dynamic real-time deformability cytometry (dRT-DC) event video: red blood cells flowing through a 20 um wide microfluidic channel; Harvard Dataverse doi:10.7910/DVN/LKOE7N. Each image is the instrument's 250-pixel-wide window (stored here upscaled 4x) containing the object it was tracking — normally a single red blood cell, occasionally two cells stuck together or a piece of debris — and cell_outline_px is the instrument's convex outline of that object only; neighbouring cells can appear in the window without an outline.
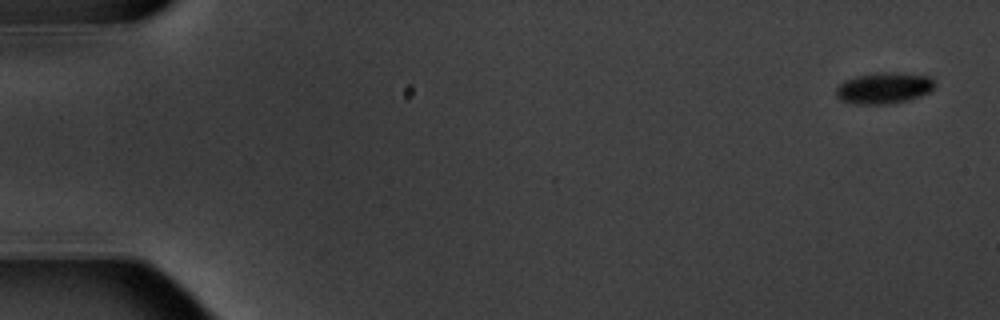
{"species": "common noctule bat (a hibernating species)", "species_latin": "Nyctalus noctula", "temperature_condition": "warm", "stored_images_in_passage": 7, "camera_frame_rate_fps": 3000, "um_per_image_px": 0.085, "animal": {"sex": "male", "body_mass_g": 20.1, "forearm_length_mm": 53.5}, "frame": {"image": 1, "passage_image": 1, "time_ms": 0.0, "image_size_px": [1000, 320], "cell_outline_px": [[936, 84], [928, 92], [920, 96], [908, 100], [888, 104], [852, 104], [840, 100], [836, 96], [836, 88], [844, 80], [856, 76], [876, 72], [892, 72], [928, 76], [936, 80]], "centroid_in_image_um": [75.11, 7.48], "position_along_channel_um": 9.9, "area_um2": 18.09}}
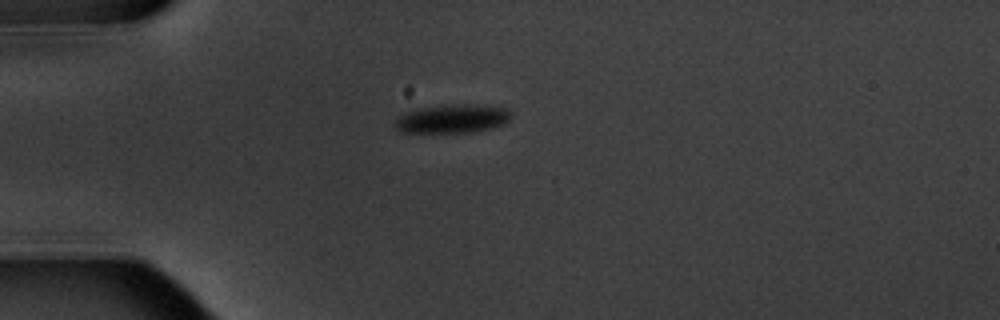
{"frame": {"image": 2, "passage_image": 5, "time_ms": 4.667, "image_size_px": [1000, 320], "cell_outline_px": [[508, 120], [504, 124], [476, 132], [400, 132], [396, 128], [396, 120], [400, 116], [416, 108], [452, 104], [468, 104], [508, 108]], "centroid_in_image_um": [38.44, 10.09], "position_along_channel_um": 46.6, "area_um2": 19.07}}